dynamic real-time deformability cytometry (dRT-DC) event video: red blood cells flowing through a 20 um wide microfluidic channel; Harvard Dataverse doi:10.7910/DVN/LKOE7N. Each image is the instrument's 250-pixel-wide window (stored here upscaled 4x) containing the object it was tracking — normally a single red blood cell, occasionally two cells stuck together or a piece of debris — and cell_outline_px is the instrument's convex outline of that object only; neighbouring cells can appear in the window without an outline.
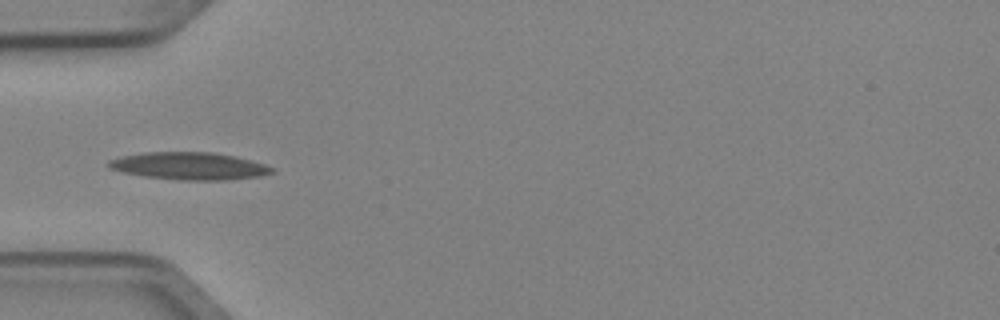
{"species": "Egyptian fruit bat (a non-hibernating species)", "species_latin": "Rousettus aegyptiacus", "temperature_condition": "cold", "stored_images_in_passage": 5, "camera_frame_rate_fps": 3000, "um_per_image_px": 0.085, "animal": {"sex": "female"}, "frame": {"image": 1, "passage_image": 5, "time_ms": 1.333, "image_size_px": [1000, 320], "cell_outline_px": [[276, 172], [260, 176], [224, 180], [180, 180], [144, 176], [124, 172], [108, 168], [108, 160], [120, 156], [144, 152], [212, 152], [236, 156], [252, 160], [276, 168]], "centroid_in_image_um": [16.12, 14.1], "position_along_channel_um": 68.9, "area_um2": 26.24}}